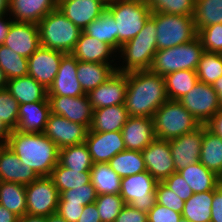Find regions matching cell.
<instances>
[{"label": "cell", "mask_w": 222, "mask_h": 222, "mask_svg": "<svg viewBox=\"0 0 222 222\" xmlns=\"http://www.w3.org/2000/svg\"><path fill=\"white\" fill-rule=\"evenodd\" d=\"M167 100L164 77L151 70L127 72L124 106L129 116L153 117Z\"/></svg>", "instance_id": "cell-1"}, {"label": "cell", "mask_w": 222, "mask_h": 222, "mask_svg": "<svg viewBox=\"0 0 222 222\" xmlns=\"http://www.w3.org/2000/svg\"><path fill=\"white\" fill-rule=\"evenodd\" d=\"M6 145L39 177L50 176L59 163V148L44 133L12 130Z\"/></svg>", "instance_id": "cell-2"}, {"label": "cell", "mask_w": 222, "mask_h": 222, "mask_svg": "<svg viewBox=\"0 0 222 222\" xmlns=\"http://www.w3.org/2000/svg\"><path fill=\"white\" fill-rule=\"evenodd\" d=\"M155 18L151 15L143 29L130 41L124 43L118 51L122 66L116 67L119 72L150 70L154 55L157 52ZM120 54V57H119ZM125 63V64H124Z\"/></svg>", "instance_id": "cell-3"}, {"label": "cell", "mask_w": 222, "mask_h": 222, "mask_svg": "<svg viewBox=\"0 0 222 222\" xmlns=\"http://www.w3.org/2000/svg\"><path fill=\"white\" fill-rule=\"evenodd\" d=\"M41 47L71 54L82 32L58 8L39 23Z\"/></svg>", "instance_id": "cell-4"}, {"label": "cell", "mask_w": 222, "mask_h": 222, "mask_svg": "<svg viewBox=\"0 0 222 222\" xmlns=\"http://www.w3.org/2000/svg\"><path fill=\"white\" fill-rule=\"evenodd\" d=\"M157 139L170 141L197 129L200 124L178 100L165 101L153 116Z\"/></svg>", "instance_id": "cell-5"}, {"label": "cell", "mask_w": 222, "mask_h": 222, "mask_svg": "<svg viewBox=\"0 0 222 222\" xmlns=\"http://www.w3.org/2000/svg\"><path fill=\"white\" fill-rule=\"evenodd\" d=\"M203 52L198 37L185 44L157 50L150 70L162 77L180 70L196 71Z\"/></svg>", "instance_id": "cell-6"}, {"label": "cell", "mask_w": 222, "mask_h": 222, "mask_svg": "<svg viewBox=\"0 0 222 222\" xmlns=\"http://www.w3.org/2000/svg\"><path fill=\"white\" fill-rule=\"evenodd\" d=\"M116 22V40L122 46L134 38L151 16L145 0H114L106 7Z\"/></svg>", "instance_id": "cell-7"}, {"label": "cell", "mask_w": 222, "mask_h": 222, "mask_svg": "<svg viewBox=\"0 0 222 222\" xmlns=\"http://www.w3.org/2000/svg\"><path fill=\"white\" fill-rule=\"evenodd\" d=\"M157 29V49L188 43L197 37L193 16L152 12Z\"/></svg>", "instance_id": "cell-8"}, {"label": "cell", "mask_w": 222, "mask_h": 222, "mask_svg": "<svg viewBox=\"0 0 222 222\" xmlns=\"http://www.w3.org/2000/svg\"><path fill=\"white\" fill-rule=\"evenodd\" d=\"M157 180L148 172L130 175L121 179L120 195L125 204L148 212L156 203Z\"/></svg>", "instance_id": "cell-9"}, {"label": "cell", "mask_w": 222, "mask_h": 222, "mask_svg": "<svg viewBox=\"0 0 222 222\" xmlns=\"http://www.w3.org/2000/svg\"><path fill=\"white\" fill-rule=\"evenodd\" d=\"M60 194L50 176H40L26 185L28 215L49 216L55 214Z\"/></svg>", "instance_id": "cell-10"}, {"label": "cell", "mask_w": 222, "mask_h": 222, "mask_svg": "<svg viewBox=\"0 0 222 222\" xmlns=\"http://www.w3.org/2000/svg\"><path fill=\"white\" fill-rule=\"evenodd\" d=\"M200 125H205L220 107L219 98L212 85L198 82L178 100Z\"/></svg>", "instance_id": "cell-11"}, {"label": "cell", "mask_w": 222, "mask_h": 222, "mask_svg": "<svg viewBox=\"0 0 222 222\" xmlns=\"http://www.w3.org/2000/svg\"><path fill=\"white\" fill-rule=\"evenodd\" d=\"M48 100L51 113L85 125L90 129L93 120V108L87 94L79 97L48 96Z\"/></svg>", "instance_id": "cell-12"}, {"label": "cell", "mask_w": 222, "mask_h": 222, "mask_svg": "<svg viewBox=\"0 0 222 222\" xmlns=\"http://www.w3.org/2000/svg\"><path fill=\"white\" fill-rule=\"evenodd\" d=\"M88 130L85 125L50 113L44 134L61 149L66 146L85 143Z\"/></svg>", "instance_id": "cell-13"}, {"label": "cell", "mask_w": 222, "mask_h": 222, "mask_svg": "<svg viewBox=\"0 0 222 222\" xmlns=\"http://www.w3.org/2000/svg\"><path fill=\"white\" fill-rule=\"evenodd\" d=\"M64 55L65 53L53 49L38 48L28 58V75L48 90L54 82Z\"/></svg>", "instance_id": "cell-14"}, {"label": "cell", "mask_w": 222, "mask_h": 222, "mask_svg": "<svg viewBox=\"0 0 222 222\" xmlns=\"http://www.w3.org/2000/svg\"><path fill=\"white\" fill-rule=\"evenodd\" d=\"M146 170L158 181L162 182L176 172L171 156L169 141L155 138L141 151Z\"/></svg>", "instance_id": "cell-15"}, {"label": "cell", "mask_w": 222, "mask_h": 222, "mask_svg": "<svg viewBox=\"0 0 222 222\" xmlns=\"http://www.w3.org/2000/svg\"><path fill=\"white\" fill-rule=\"evenodd\" d=\"M3 45L15 53L29 58L40 45L39 26L31 22L13 21Z\"/></svg>", "instance_id": "cell-16"}, {"label": "cell", "mask_w": 222, "mask_h": 222, "mask_svg": "<svg viewBox=\"0 0 222 222\" xmlns=\"http://www.w3.org/2000/svg\"><path fill=\"white\" fill-rule=\"evenodd\" d=\"M127 91V73H114L101 85L90 91L87 96L93 110L124 104Z\"/></svg>", "instance_id": "cell-17"}, {"label": "cell", "mask_w": 222, "mask_h": 222, "mask_svg": "<svg viewBox=\"0 0 222 222\" xmlns=\"http://www.w3.org/2000/svg\"><path fill=\"white\" fill-rule=\"evenodd\" d=\"M85 144L93 163H108L116 154L126 150L121 131L87 132Z\"/></svg>", "instance_id": "cell-18"}, {"label": "cell", "mask_w": 222, "mask_h": 222, "mask_svg": "<svg viewBox=\"0 0 222 222\" xmlns=\"http://www.w3.org/2000/svg\"><path fill=\"white\" fill-rule=\"evenodd\" d=\"M203 125L169 141L176 172L200 160Z\"/></svg>", "instance_id": "cell-19"}, {"label": "cell", "mask_w": 222, "mask_h": 222, "mask_svg": "<svg viewBox=\"0 0 222 222\" xmlns=\"http://www.w3.org/2000/svg\"><path fill=\"white\" fill-rule=\"evenodd\" d=\"M78 60L72 54H65L53 84L48 89V96L79 97L86 95L77 79Z\"/></svg>", "instance_id": "cell-20"}, {"label": "cell", "mask_w": 222, "mask_h": 222, "mask_svg": "<svg viewBox=\"0 0 222 222\" xmlns=\"http://www.w3.org/2000/svg\"><path fill=\"white\" fill-rule=\"evenodd\" d=\"M121 132L126 150L141 152L156 138L153 117L129 116Z\"/></svg>", "instance_id": "cell-21"}, {"label": "cell", "mask_w": 222, "mask_h": 222, "mask_svg": "<svg viewBox=\"0 0 222 222\" xmlns=\"http://www.w3.org/2000/svg\"><path fill=\"white\" fill-rule=\"evenodd\" d=\"M57 8L83 30L101 15L106 6L98 0H57Z\"/></svg>", "instance_id": "cell-22"}, {"label": "cell", "mask_w": 222, "mask_h": 222, "mask_svg": "<svg viewBox=\"0 0 222 222\" xmlns=\"http://www.w3.org/2000/svg\"><path fill=\"white\" fill-rule=\"evenodd\" d=\"M38 177L7 145H0V181L28 185Z\"/></svg>", "instance_id": "cell-23"}, {"label": "cell", "mask_w": 222, "mask_h": 222, "mask_svg": "<svg viewBox=\"0 0 222 222\" xmlns=\"http://www.w3.org/2000/svg\"><path fill=\"white\" fill-rule=\"evenodd\" d=\"M116 53L117 51L109 44L98 41L83 32H81L75 48L71 52L78 61L105 64H113L116 61V55H118Z\"/></svg>", "instance_id": "cell-24"}, {"label": "cell", "mask_w": 222, "mask_h": 222, "mask_svg": "<svg viewBox=\"0 0 222 222\" xmlns=\"http://www.w3.org/2000/svg\"><path fill=\"white\" fill-rule=\"evenodd\" d=\"M50 113L49 101L19 104L15 130L23 133H44Z\"/></svg>", "instance_id": "cell-25"}, {"label": "cell", "mask_w": 222, "mask_h": 222, "mask_svg": "<svg viewBox=\"0 0 222 222\" xmlns=\"http://www.w3.org/2000/svg\"><path fill=\"white\" fill-rule=\"evenodd\" d=\"M57 8V0H9V16L16 22L38 24Z\"/></svg>", "instance_id": "cell-26"}, {"label": "cell", "mask_w": 222, "mask_h": 222, "mask_svg": "<svg viewBox=\"0 0 222 222\" xmlns=\"http://www.w3.org/2000/svg\"><path fill=\"white\" fill-rule=\"evenodd\" d=\"M6 89L19 104L49 101L48 90L29 75L8 80Z\"/></svg>", "instance_id": "cell-27"}, {"label": "cell", "mask_w": 222, "mask_h": 222, "mask_svg": "<svg viewBox=\"0 0 222 222\" xmlns=\"http://www.w3.org/2000/svg\"><path fill=\"white\" fill-rule=\"evenodd\" d=\"M128 117L124 104L95 109L90 130L93 132L121 131Z\"/></svg>", "instance_id": "cell-28"}, {"label": "cell", "mask_w": 222, "mask_h": 222, "mask_svg": "<svg viewBox=\"0 0 222 222\" xmlns=\"http://www.w3.org/2000/svg\"><path fill=\"white\" fill-rule=\"evenodd\" d=\"M117 63H93L78 61L77 79L85 94L104 83L116 70ZM115 66V67H114Z\"/></svg>", "instance_id": "cell-29"}, {"label": "cell", "mask_w": 222, "mask_h": 222, "mask_svg": "<svg viewBox=\"0 0 222 222\" xmlns=\"http://www.w3.org/2000/svg\"><path fill=\"white\" fill-rule=\"evenodd\" d=\"M178 172L186 180L193 193L215 190L220 182L219 176L207 169L200 161L187 165Z\"/></svg>", "instance_id": "cell-30"}, {"label": "cell", "mask_w": 222, "mask_h": 222, "mask_svg": "<svg viewBox=\"0 0 222 222\" xmlns=\"http://www.w3.org/2000/svg\"><path fill=\"white\" fill-rule=\"evenodd\" d=\"M116 22L111 12L106 8L101 15L90 24H88L82 32L98 41L105 42L112 46L117 52L121 45L116 40Z\"/></svg>", "instance_id": "cell-31"}, {"label": "cell", "mask_w": 222, "mask_h": 222, "mask_svg": "<svg viewBox=\"0 0 222 222\" xmlns=\"http://www.w3.org/2000/svg\"><path fill=\"white\" fill-rule=\"evenodd\" d=\"M207 169L218 176L222 173V138L203 125V138L199 160Z\"/></svg>", "instance_id": "cell-32"}, {"label": "cell", "mask_w": 222, "mask_h": 222, "mask_svg": "<svg viewBox=\"0 0 222 222\" xmlns=\"http://www.w3.org/2000/svg\"><path fill=\"white\" fill-rule=\"evenodd\" d=\"M214 190L193 193L185 201L182 218L190 222H211V206Z\"/></svg>", "instance_id": "cell-33"}, {"label": "cell", "mask_w": 222, "mask_h": 222, "mask_svg": "<svg viewBox=\"0 0 222 222\" xmlns=\"http://www.w3.org/2000/svg\"><path fill=\"white\" fill-rule=\"evenodd\" d=\"M90 173L91 183L97 195L120 193L122 178L108 163H93Z\"/></svg>", "instance_id": "cell-34"}, {"label": "cell", "mask_w": 222, "mask_h": 222, "mask_svg": "<svg viewBox=\"0 0 222 222\" xmlns=\"http://www.w3.org/2000/svg\"><path fill=\"white\" fill-rule=\"evenodd\" d=\"M0 204L18 217L26 214V185L0 181Z\"/></svg>", "instance_id": "cell-35"}, {"label": "cell", "mask_w": 222, "mask_h": 222, "mask_svg": "<svg viewBox=\"0 0 222 222\" xmlns=\"http://www.w3.org/2000/svg\"><path fill=\"white\" fill-rule=\"evenodd\" d=\"M168 100H179L199 82L193 70L175 71L164 76Z\"/></svg>", "instance_id": "cell-36"}, {"label": "cell", "mask_w": 222, "mask_h": 222, "mask_svg": "<svg viewBox=\"0 0 222 222\" xmlns=\"http://www.w3.org/2000/svg\"><path fill=\"white\" fill-rule=\"evenodd\" d=\"M108 164L121 178L147 171L140 151H121L111 158Z\"/></svg>", "instance_id": "cell-37"}, {"label": "cell", "mask_w": 222, "mask_h": 222, "mask_svg": "<svg viewBox=\"0 0 222 222\" xmlns=\"http://www.w3.org/2000/svg\"><path fill=\"white\" fill-rule=\"evenodd\" d=\"M59 163L79 172L90 171L93 161L85 143L59 149Z\"/></svg>", "instance_id": "cell-38"}, {"label": "cell", "mask_w": 222, "mask_h": 222, "mask_svg": "<svg viewBox=\"0 0 222 222\" xmlns=\"http://www.w3.org/2000/svg\"><path fill=\"white\" fill-rule=\"evenodd\" d=\"M59 194L72 188L81 187L91 183L90 171H76L62 166L60 163L52 170L50 175Z\"/></svg>", "instance_id": "cell-39"}, {"label": "cell", "mask_w": 222, "mask_h": 222, "mask_svg": "<svg viewBox=\"0 0 222 222\" xmlns=\"http://www.w3.org/2000/svg\"><path fill=\"white\" fill-rule=\"evenodd\" d=\"M193 18L196 31L222 24V0H196Z\"/></svg>", "instance_id": "cell-40"}, {"label": "cell", "mask_w": 222, "mask_h": 222, "mask_svg": "<svg viewBox=\"0 0 222 222\" xmlns=\"http://www.w3.org/2000/svg\"><path fill=\"white\" fill-rule=\"evenodd\" d=\"M0 68L7 80L28 75V58L15 53L5 45H0Z\"/></svg>", "instance_id": "cell-41"}, {"label": "cell", "mask_w": 222, "mask_h": 222, "mask_svg": "<svg viewBox=\"0 0 222 222\" xmlns=\"http://www.w3.org/2000/svg\"><path fill=\"white\" fill-rule=\"evenodd\" d=\"M196 72L199 82L213 85L222 76V53L204 51Z\"/></svg>", "instance_id": "cell-42"}, {"label": "cell", "mask_w": 222, "mask_h": 222, "mask_svg": "<svg viewBox=\"0 0 222 222\" xmlns=\"http://www.w3.org/2000/svg\"><path fill=\"white\" fill-rule=\"evenodd\" d=\"M196 0H145L151 12L193 16Z\"/></svg>", "instance_id": "cell-43"}, {"label": "cell", "mask_w": 222, "mask_h": 222, "mask_svg": "<svg viewBox=\"0 0 222 222\" xmlns=\"http://www.w3.org/2000/svg\"><path fill=\"white\" fill-rule=\"evenodd\" d=\"M101 222H115L126 205L120 194L97 195L95 201Z\"/></svg>", "instance_id": "cell-44"}, {"label": "cell", "mask_w": 222, "mask_h": 222, "mask_svg": "<svg viewBox=\"0 0 222 222\" xmlns=\"http://www.w3.org/2000/svg\"><path fill=\"white\" fill-rule=\"evenodd\" d=\"M19 103L6 89L0 90V120L11 130H15L18 124Z\"/></svg>", "instance_id": "cell-45"}, {"label": "cell", "mask_w": 222, "mask_h": 222, "mask_svg": "<svg viewBox=\"0 0 222 222\" xmlns=\"http://www.w3.org/2000/svg\"><path fill=\"white\" fill-rule=\"evenodd\" d=\"M96 191L92 183L72 188L60 193L59 203L82 204L83 206L95 203Z\"/></svg>", "instance_id": "cell-46"}, {"label": "cell", "mask_w": 222, "mask_h": 222, "mask_svg": "<svg viewBox=\"0 0 222 222\" xmlns=\"http://www.w3.org/2000/svg\"><path fill=\"white\" fill-rule=\"evenodd\" d=\"M204 51L222 53V24H214L197 31Z\"/></svg>", "instance_id": "cell-47"}, {"label": "cell", "mask_w": 222, "mask_h": 222, "mask_svg": "<svg viewBox=\"0 0 222 222\" xmlns=\"http://www.w3.org/2000/svg\"><path fill=\"white\" fill-rule=\"evenodd\" d=\"M156 203L182 213L185 201L182 200L174 191L169 189L164 183L157 182L155 188Z\"/></svg>", "instance_id": "cell-48"}, {"label": "cell", "mask_w": 222, "mask_h": 222, "mask_svg": "<svg viewBox=\"0 0 222 222\" xmlns=\"http://www.w3.org/2000/svg\"><path fill=\"white\" fill-rule=\"evenodd\" d=\"M162 183L184 201L193 195L191 187L179 172L172 173L168 178L164 179Z\"/></svg>", "instance_id": "cell-49"}, {"label": "cell", "mask_w": 222, "mask_h": 222, "mask_svg": "<svg viewBox=\"0 0 222 222\" xmlns=\"http://www.w3.org/2000/svg\"><path fill=\"white\" fill-rule=\"evenodd\" d=\"M148 222H179L182 214L158 203L147 212Z\"/></svg>", "instance_id": "cell-50"}, {"label": "cell", "mask_w": 222, "mask_h": 222, "mask_svg": "<svg viewBox=\"0 0 222 222\" xmlns=\"http://www.w3.org/2000/svg\"><path fill=\"white\" fill-rule=\"evenodd\" d=\"M115 222H148L147 212L126 204L116 217Z\"/></svg>", "instance_id": "cell-51"}, {"label": "cell", "mask_w": 222, "mask_h": 222, "mask_svg": "<svg viewBox=\"0 0 222 222\" xmlns=\"http://www.w3.org/2000/svg\"><path fill=\"white\" fill-rule=\"evenodd\" d=\"M82 204L58 203L56 213L68 222H77L83 212Z\"/></svg>", "instance_id": "cell-52"}, {"label": "cell", "mask_w": 222, "mask_h": 222, "mask_svg": "<svg viewBox=\"0 0 222 222\" xmlns=\"http://www.w3.org/2000/svg\"><path fill=\"white\" fill-rule=\"evenodd\" d=\"M211 207V222H222V181L218 183L214 190Z\"/></svg>", "instance_id": "cell-53"}, {"label": "cell", "mask_w": 222, "mask_h": 222, "mask_svg": "<svg viewBox=\"0 0 222 222\" xmlns=\"http://www.w3.org/2000/svg\"><path fill=\"white\" fill-rule=\"evenodd\" d=\"M77 222H101L96 204L85 205Z\"/></svg>", "instance_id": "cell-54"}, {"label": "cell", "mask_w": 222, "mask_h": 222, "mask_svg": "<svg viewBox=\"0 0 222 222\" xmlns=\"http://www.w3.org/2000/svg\"><path fill=\"white\" fill-rule=\"evenodd\" d=\"M213 134L222 138V108L205 124Z\"/></svg>", "instance_id": "cell-55"}, {"label": "cell", "mask_w": 222, "mask_h": 222, "mask_svg": "<svg viewBox=\"0 0 222 222\" xmlns=\"http://www.w3.org/2000/svg\"><path fill=\"white\" fill-rule=\"evenodd\" d=\"M8 15L0 16V45L3 44L5 37L8 34L9 28L13 22L12 18ZM8 19V20H7Z\"/></svg>", "instance_id": "cell-56"}, {"label": "cell", "mask_w": 222, "mask_h": 222, "mask_svg": "<svg viewBox=\"0 0 222 222\" xmlns=\"http://www.w3.org/2000/svg\"><path fill=\"white\" fill-rule=\"evenodd\" d=\"M19 217L0 204V222H18Z\"/></svg>", "instance_id": "cell-57"}, {"label": "cell", "mask_w": 222, "mask_h": 222, "mask_svg": "<svg viewBox=\"0 0 222 222\" xmlns=\"http://www.w3.org/2000/svg\"><path fill=\"white\" fill-rule=\"evenodd\" d=\"M11 129L0 120V145H6L11 134Z\"/></svg>", "instance_id": "cell-58"}, {"label": "cell", "mask_w": 222, "mask_h": 222, "mask_svg": "<svg viewBox=\"0 0 222 222\" xmlns=\"http://www.w3.org/2000/svg\"><path fill=\"white\" fill-rule=\"evenodd\" d=\"M18 222H46L45 216L24 214L19 217Z\"/></svg>", "instance_id": "cell-59"}, {"label": "cell", "mask_w": 222, "mask_h": 222, "mask_svg": "<svg viewBox=\"0 0 222 222\" xmlns=\"http://www.w3.org/2000/svg\"><path fill=\"white\" fill-rule=\"evenodd\" d=\"M218 95L220 107L222 108V76L219 77L212 85Z\"/></svg>", "instance_id": "cell-60"}, {"label": "cell", "mask_w": 222, "mask_h": 222, "mask_svg": "<svg viewBox=\"0 0 222 222\" xmlns=\"http://www.w3.org/2000/svg\"><path fill=\"white\" fill-rule=\"evenodd\" d=\"M9 15V0H0V16Z\"/></svg>", "instance_id": "cell-61"}, {"label": "cell", "mask_w": 222, "mask_h": 222, "mask_svg": "<svg viewBox=\"0 0 222 222\" xmlns=\"http://www.w3.org/2000/svg\"><path fill=\"white\" fill-rule=\"evenodd\" d=\"M46 222H68L63 217L59 216L57 213L46 216Z\"/></svg>", "instance_id": "cell-62"}, {"label": "cell", "mask_w": 222, "mask_h": 222, "mask_svg": "<svg viewBox=\"0 0 222 222\" xmlns=\"http://www.w3.org/2000/svg\"><path fill=\"white\" fill-rule=\"evenodd\" d=\"M7 81L4 71L0 68V90L6 88Z\"/></svg>", "instance_id": "cell-63"}, {"label": "cell", "mask_w": 222, "mask_h": 222, "mask_svg": "<svg viewBox=\"0 0 222 222\" xmlns=\"http://www.w3.org/2000/svg\"><path fill=\"white\" fill-rule=\"evenodd\" d=\"M103 3L106 7L109 6L114 0H98Z\"/></svg>", "instance_id": "cell-64"}, {"label": "cell", "mask_w": 222, "mask_h": 222, "mask_svg": "<svg viewBox=\"0 0 222 222\" xmlns=\"http://www.w3.org/2000/svg\"><path fill=\"white\" fill-rule=\"evenodd\" d=\"M179 222H190V221H188V220L182 218Z\"/></svg>", "instance_id": "cell-65"}, {"label": "cell", "mask_w": 222, "mask_h": 222, "mask_svg": "<svg viewBox=\"0 0 222 222\" xmlns=\"http://www.w3.org/2000/svg\"><path fill=\"white\" fill-rule=\"evenodd\" d=\"M219 179L220 181H222V173L219 175Z\"/></svg>", "instance_id": "cell-66"}]
</instances>
